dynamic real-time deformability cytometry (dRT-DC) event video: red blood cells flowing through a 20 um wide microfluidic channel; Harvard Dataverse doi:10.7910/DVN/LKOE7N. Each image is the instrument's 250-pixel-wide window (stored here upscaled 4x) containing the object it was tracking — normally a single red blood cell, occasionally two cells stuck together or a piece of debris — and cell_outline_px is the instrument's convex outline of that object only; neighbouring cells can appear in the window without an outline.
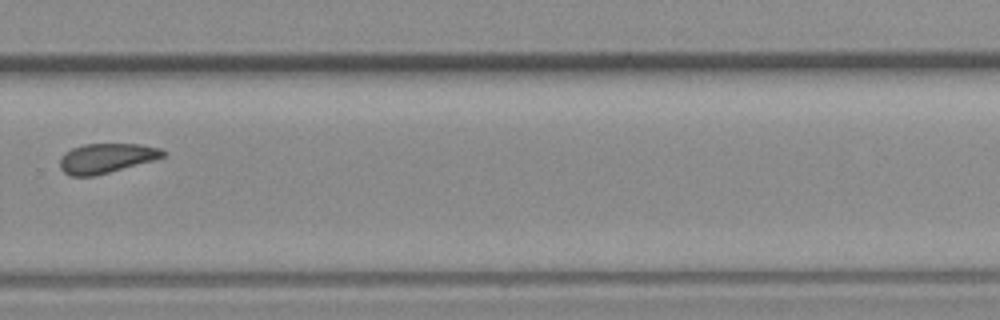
{"species": "common noctule bat (a hibernating species)", "species_latin": "Nyctalus noctula", "temperature_condition": "room temperature", "stored_images_in_passage": 9, "segment_of_instrument_passage": [1, 2], "camera_frame_rate_fps": 3000, "um_per_image_px": 0.085, "animal": {"sex": "female", "body_mass_g": 19.3, "forearm_length_mm": 54.1}, "frame": {"image": 1, "passage_image": 8, "time_ms": 2.333, "image_size_px": [1000, 320], "cell_outline_px": [[168, 152], [164, 156], [152, 160], [108, 172], [92, 176], [72, 176], [64, 172], [60, 168], [60, 160], [64, 152], [72, 148], [84, 144], [140, 144], [160, 148]], "centroid_in_image_um": [9.02, 13.43], "position_along_channel_um": 320.8, "area_um2": 17.57}}